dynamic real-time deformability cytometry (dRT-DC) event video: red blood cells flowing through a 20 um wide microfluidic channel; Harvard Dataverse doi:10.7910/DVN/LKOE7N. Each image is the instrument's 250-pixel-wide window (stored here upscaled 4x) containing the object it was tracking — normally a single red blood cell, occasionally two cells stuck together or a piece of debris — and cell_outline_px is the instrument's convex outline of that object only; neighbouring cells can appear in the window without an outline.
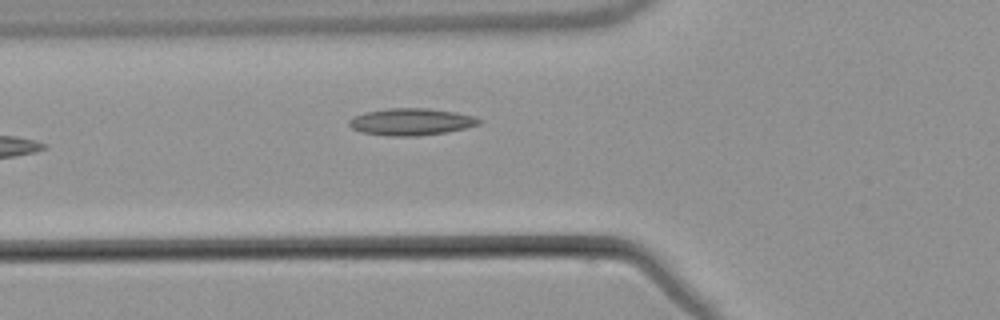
{"species": "common noctule bat (a hibernating species)", "species_latin": "Nyctalus noctula", "temperature_condition": "warm", "stored_images_in_passage": 7, "camera_frame_rate_fps": 3000, "um_per_image_px": 0.085, "animal": {"sex": "male", "body_mass_g": 21.5, "forearm_length_mm": 52.0}, "frame": {"image": 1, "passage_image": 7, "time_ms": 7.333, "image_size_px": [1000, 320], "cell_outline_px": [[484, 120], [480, 124], [464, 128], [444, 132], [416, 136], [388, 136], [360, 132], [352, 128], [348, 124], [348, 120], [364, 112], [388, 108], [428, 108], [456, 112], [476, 116]], "centroid_in_image_um": [34.96, 10.34], "position_along_channel_um": 90.8, "area_um2": 20.52}}